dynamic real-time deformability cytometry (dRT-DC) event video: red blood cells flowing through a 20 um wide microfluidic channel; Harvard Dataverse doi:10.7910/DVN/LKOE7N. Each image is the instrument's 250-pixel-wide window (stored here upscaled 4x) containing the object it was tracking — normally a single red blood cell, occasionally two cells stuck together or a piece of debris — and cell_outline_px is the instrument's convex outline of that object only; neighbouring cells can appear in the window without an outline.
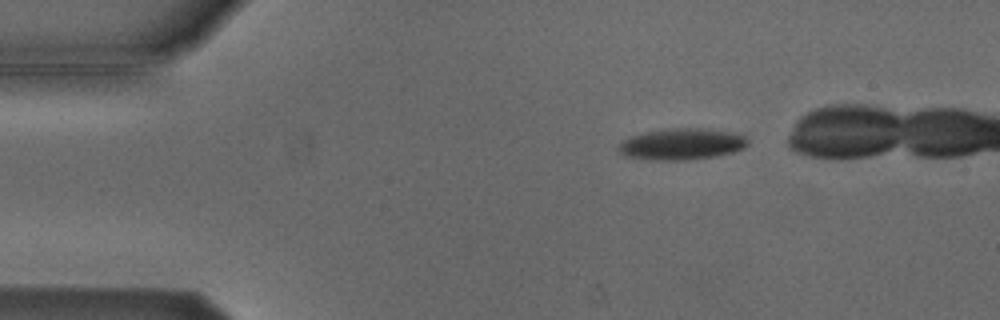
{"species": "Egyptian fruit bat (a non-hibernating species)", "species_latin": "Rousettus aegyptiacus", "temperature_condition": "cold", "stored_images_in_passage": 3, "camera_frame_rate_fps": 3000, "um_per_image_px": 0.085, "animal": {"sex": "male"}, "frame": {"image": 1, "passage_image": 1, "time_ms": 0.0, "image_size_px": [1000, 320], "cell_outline_px": [[748, 144], [744, 148], [732, 152], [716, 156], [684, 160], [652, 160], [624, 156], [616, 148], [624, 140], [632, 136], [648, 132], [672, 128], [700, 128], [736, 132], [744, 136], [748, 140]], "centroid_in_image_um": [57.97, 12.25], "position_along_channel_um": 27.0, "area_um2": 23.52}}